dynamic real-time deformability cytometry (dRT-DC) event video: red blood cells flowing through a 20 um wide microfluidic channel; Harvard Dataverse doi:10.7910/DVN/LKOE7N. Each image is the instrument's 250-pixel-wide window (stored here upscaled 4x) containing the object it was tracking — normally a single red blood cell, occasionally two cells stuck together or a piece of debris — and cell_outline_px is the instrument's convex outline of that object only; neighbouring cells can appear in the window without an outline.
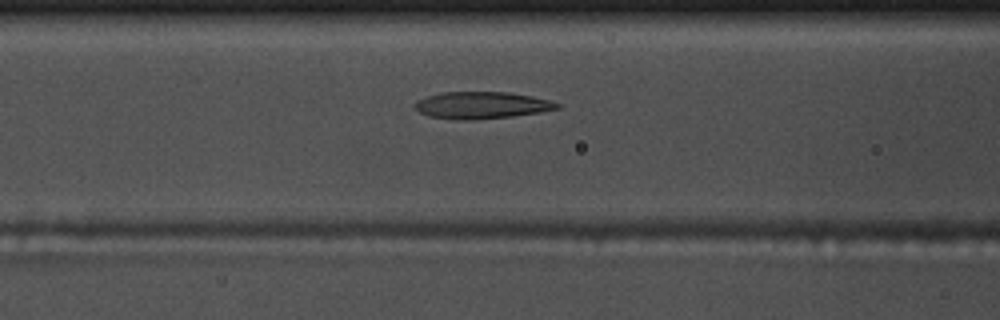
{"species": "common noctule bat (a hibernating species)", "species_latin": "Nyctalus noctula", "temperature_condition": "warm", "stored_images_in_passage": 37, "camera_frame_rate_fps": 3000, "um_per_image_px": 0.085, "animal": {"sex": "male", "body_mass_g": 17.5, "forearm_length_mm": 52.3}, "frame": {"image": 1, "passage_image": 5, "time_ms": 1.333, "image_size_px": [1000, 320], "cell_outline_px": [[560, 108], [512, 116], [468, 120], [456, 120], [428, 116], [420, 112], [412, 104], [416, 100], [428, 96], [444, 92], [508, 92], [532, 96], [552, 100], [560, 104]], "centroid_in_image_um": [40.91, 8.94], "position_along_channel_um": 125.7, "area_um2": 22.25}}
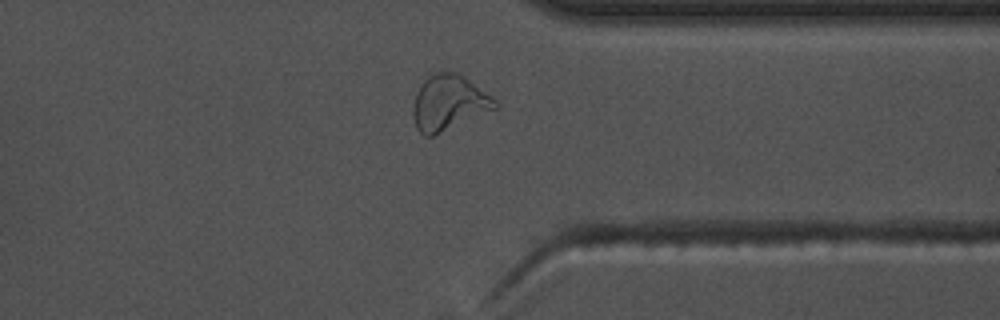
{"frame": {"image": 2, "passage_image": 25, "time_ms": 8.0, "image_size_px": [1000, 320], "cell_outline_px": [[500, 108], [432, 136], [424, 136], [416, 128], [412, 116], [412, 112], [416, 92], [420, 84], [428, 76], [436, 72], [456, 72], [464, 76], [492, 96], [500, 104]], "centroid_in_image_um": [38.17, 8.74], "position_along_channel_um": 373.2, "area_um2": 26.7}}
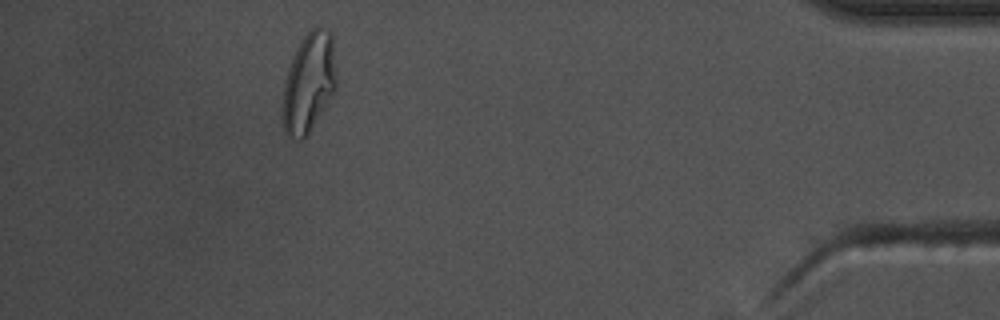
{"frame": {"image": 3, "passage_image": 32, "time_ms": 10.333, "image_size_px": [1000, 320], "cell_outline_px": [[336, 92], [308, 136], [304, 140], [296, 140], [288, 136], [284, 132], [280, 108], [284, 80], [292, 56], [300, 40], [316, 24], [332, 32], [336, 76]], "centroid_in_image_um": [26.23, 7.08], "position_along_channel_um": 409.0, "area_um2": 32.54}}